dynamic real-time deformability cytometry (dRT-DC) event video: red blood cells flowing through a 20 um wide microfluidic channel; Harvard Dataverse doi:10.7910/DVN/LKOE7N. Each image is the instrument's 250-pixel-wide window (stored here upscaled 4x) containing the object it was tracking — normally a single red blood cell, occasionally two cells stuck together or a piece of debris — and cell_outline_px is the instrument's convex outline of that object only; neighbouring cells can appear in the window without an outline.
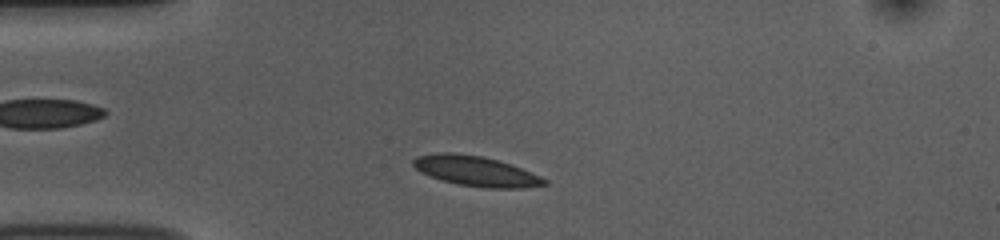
{"species": "common noctule bat (a hibernating species)", "species_latin": "Nyctalus noctula", "temperature_condition": "room temperature", "stored_images_in_passage": 45, "camera_frame_rate_fps": 3000, "um_per_image_px": 0.085, "animal": {"sex": "female", "body_mass_g": 10.0, "forearm_length_mm": 53.1}, "frame": {"image": 1, "passage_image": 5, "time_ms": 1.333, "image_size_px": [1000, 240], "cell_outline_px": [[548, 184], [524, 188], [484, 188], [456, 184], [420, 172], [412, 164], [412, 160], [416, 156], [436, 152], [452, 152], [480, 156], [500, 160], [512, 164], [540, 176], [548, 180]], "centroid_in_image_um": [40.46, 14.54], "position_along_channel_um": 44.5, "area_um2": 23.12}}
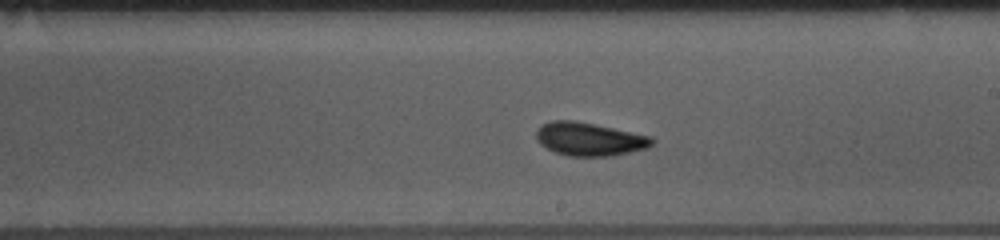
{"frame": {"image": 2, "passage_image": 22, "time_ms": 7.0, "image_size_px": [1000, 240], "cell_outline_px": [[656, 140], [648, 148], [612, 156], [568, 156], [556, 152], [540, 144], [536, 140], [536, 132], [540, 124], [552, 120], [576, 120], [652, 136]], "centroid_in_image_um": [50.11, 11.81], "position_along_channel_um": 238.9, "area_um2": 22.66}}
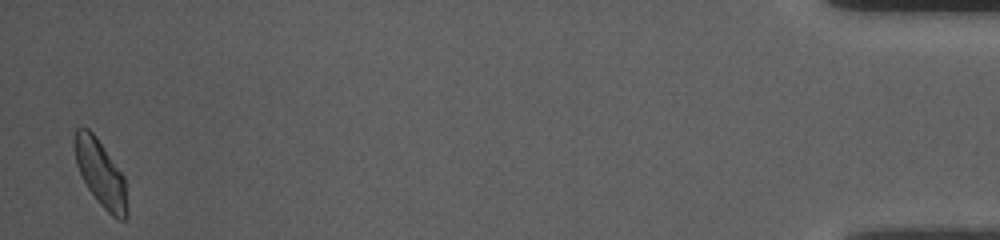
{"frame": {"image": 3, "passage_image": 44, "time_ms": 14.333, "image_size_px": [1000, 240], "cell_outline_px": [[128, 216], [124, 220], [116, 220], [100, 204], [88, 188], [76, 164], [72, 144], [72, 136], [76, 128], [88, 128], [96, 136], [124, 176]], "centroid_in_image_um": [8.52, 14.71], "position_along_channel_um": 426.7, "area_um2": 20.46}, "authors_computed_cell_mechanics": {"area_um2": 21.3282, "velocity_mm_per_s": 3.7508, "shape_relaxation_time_tau1_ms": 3.3423, "shape_relaxation_time_tau2_ms": 1.9646, "deformation_change_tau1": 0.1023, "deformation_change_tau2": 0.0503}}